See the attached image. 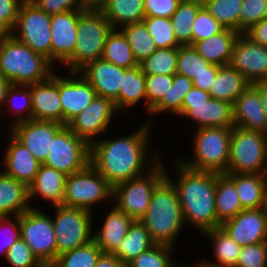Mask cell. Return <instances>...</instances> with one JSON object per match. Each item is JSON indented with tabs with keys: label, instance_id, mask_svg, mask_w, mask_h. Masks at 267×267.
I'll return each mask as SVG.
<instances>
[{
	"label": "cell",
	"instance_id": "1",
	"mask_svg": "<svg viewBox=\"0 0 267 267\" xmlns=\"http://www.w3.org/2000/svg\"><path fill=\"white\" fill-rule=\"evenodd\" d=\"M151 121L129 136L95 140L90 145V164L112 185L142 176ZM143 169V170H142Z\"/></svg>",
	"mask_w": 267,
	"mask_h": 267
},
{
	"label": "cell",
	"instance_id": "2",
	"mask_svg": "<svg viewBox=\"0 0 267 267\" xmlns=\"http://www.w3.org/2000/svg\"><path fill=\"white\" fill-rule=\"evenodd\" d=\"M176 166L178 182L172 181L168 174L166 177L177 190L185 223L197 226L202 233L220 227L215 205L216 173L193 170L179 161Z\"/></svg>",
	"mask_w": 267,
	"mask_h": 267
},
{
	"label": "cell",
	"instance_id": "3",
	"mask_svg": "<svg viewBox=\"0 0 267 267\" xmlns=\"http://www.w3.org/2000/svg\"><path fill=\"white\" fill-rule=\"evenodd\" d=\"M155 244L173 247L185 223L177 190L165 177L153 191L147 213L139 220Z\"/></svg>",
	"mask_w": 267,
	"mask_h": 267
},
{
	"label": "cell",
	"instance_id": "4",
	"mask_svg": "<svg viewBox=\"0 0 267 267\" xmlns=\"http://www.w3.org/2000/svg\"><path fill=\"white\" fill-rule=\"evenodd\" d=\"M52 66L48 58L12 35L0 43V75L12 84L30 85L48 80L53 74Z\"/></svg>",
	"mask_w": 267,
	"mask_h": 267
},
{
	"label": "cell",
	"instance_id": "5",
	"mask_svg": "<svg viewBox=\"0 0 267 267\" xmlns=\"http://www.w3.org/2000/svg\"><path fill=\"white\" fill-rule=\"evenodd\" d=\"M111 23L98 8L84 10L78 19L77 39L72 57L65 63L70 72H78L87 63L102 58Z\"/></svg>",
	"mask_w": 267,
	"mask_h": 267
},
{
	"label": "cell",
	"instance_id": "6",
	"mask_svg": "<svg viewBox=\"0 0 267 267\" xmlns=\"http://www.w3.org/2000/svg\"><path fill=\"white\" fill-rule=\"evenodd\" d=\"M158 153L154 154L153 166L149 167L148 174L121 182L113 186V201L116 199L118 210L124 212L134 220H140L150 205L151 197L156 186L166 177V172L161 164ZM158 160V161H157Z\"/></svg>",
	"mask_w": 267,
	"mask_h": 267
},
{
	"label": "cell",
	"instance_id": "7",
	"mask_svg": "<svg viewBox=\"0 0 267 267\" xmlns=\"http://www.w3.org/2000/svg\"><path fill=\"white\" fill-rule=\"evenodd\" d=\"M195 134L194 159L180 163L197 171L227 173L232 127H203Z\"/></svg>",
	"mask_w": 267,
	"mask_h": 267
},
{
	"label": "cell",
	"instance_id": "8",
	"mask_svg": "<svg viewBox=\"0 0 267 267\" xmlns=\"http://www.w3.org/2000/svg\"><path fill=\"white\" fill-rule=\"evenodd\" d=\"M267 134L232 127L227 173L267 174Z\"/></svg>",
	"mask_w": 267,
	"mask_h": 267
},
{
	"label": "cell",
	"instance_id": "9",
	"mask_svg": "<svg viewBox=\"0 0 267 267\" xmlns=\"http://www.w3.org/2000/svg\"><path fill=\"white\" fill-rule=\"evenodd\" d=\"M112 195L113 186L89 164L84 170L67 176L63 206L92 212V206Z\"/></svg>",
	"mask_w": 267,
	"mask_h": 267
},
{
	"label": "cell",
	"instance_id": "10",
	"mask_svg": "<svg viewBox=\"0 0 267 267\" xmlns=\"http://www.w3.org/2000/svg\"><path fill=\"white\" fill-rule=\"evenodd\" d=\"M55 219L52 223L55 232L57 257L93 240L92 214L82 208L55 206Z\"/></svg>",
	"mask_w": 267,
	"mask_h": 267
},
{
	"label": "cell",
	"instance_id": "11",
	"mask_svg": "<svg viewBox=\"0 0 267 267\" xmlns=\"http://www.w3.org/2000/svg\"><path fill=\"white\" fill-rule=\"evenodd\" d=\"M50 22L51 15L40 10L30 0H25L20 6L11 35L34 52L44 55L51 62Z\"/></svg>",
	"mask_w": 267,
	"mask_h": 267
},
{
	"label": "cell",
	"instance_id": "12",
	"mask_svg": "<svg viewBox=\"0 0 267 267\" xmlns=\"http://www.w3.org/2000/svg\"><path fill=\"white\" fill-rule=\"evenodd\" d=\"M42 164L67 176L80 172L90 164V145L64 125L53 138Z\"/></svg>",
	"mask_w": 267,
	"mask_h": 267
},
{
	"label": "cell",
	"instance_id": "13",
	"mask_svg": "<svg viewBox=\"0 0 267 267\" xmlns=\"http://www.w3.org/2000/svg\"><path fill=\"white\" fill-rule=\"evenodd\" d=\"M21 238L42 265H53L57 246L52 218L31 207L19 216Z\"/></svg>",
	"mask_w": 267,
	"mask_h": 267
},
{
	"label": "cell",
	"instance_id": "14",
	"mask_svg": "<svg viewBox=\"0 0 267 267\" xmlns=\"http://www.w3.org/2000/svg\"><path fill=\"white\" fill-rule=\"evenodd\" d=\"M116 112L118 110L112 99L96 95L92 102L73 117L66 126L91 145L95 141L94 136L106 131Z\"/></svg>",
	"mask_w": 267,
	"mask_h": 267
},
{
	"label": "cell",
	"instance_id": "15",
	"mask_svg": "<svg viewBox=\"0 0 267 267\" xmlns=\"http://www.w3.org/2000/svg\"><path fill=\"white\" fill-rule=\"evenodd\" d=\"M229 64L250 84L267 81V47L255 43L245 33H240L235 41Z\"/></svg>",
	"mask_w": 267,
	"mask_h": 267
},
{
	"label": "cell",
	"instance_id": "16",
	"mask_svg": "<svg viewBox=\"0 0 267 267\" xmlns=\"http://www.w3.org/2000/svg\"><path fill=\"white\" fill-rule=\"evenodd\" d=\"M220 227L241 247L267 242V206L243 209Z\"/></svg>",
	"mask_w": 267,
	"mask_h": 267
},
{
	"label": "cell",
	"instance_id": "17",
	"mask_svg": "<svg viewBox=\"0 0 267 267\" xmlns=\"http://www.w3.org/2000/svg\"><path fill=\"white\" fill-rule=\"evenodd\" d=\"M63 126L55 121L31 119L14 125L11 134L42 164L47 158L53 138Z\"/></svg>",
	"mask_w": 267,
	"mask_h": 267
},
{
	"label": "cell",
	"instance_id": "18",
	"mask_svg": "<svg viewBox=\"0 0 267 267\" xmlns=\"http://www.w3.org/2000/svg\"><path fill=\"white\" fill-rule=\"evenodd\" d=\"M84 10H70L51 15V63L65 64L73 55L77 37V24Z\"/></svg>",
	"mask_w": 267,
	"mask_h": 267
},
{
	"label": "cell",
	"instance_id": "19",
	"mask_svg": "<svg viewBox=\"0 0 267 267\" xmlns=\"http://www.w3.org/2000/svg\"><path fill=\"white\" fill-rule=\"evenodd\" d=\"M95 89L96 95L110 98L119 111V92L122 87L124 69L103 58L87 63L78 71Z\"/></svg>",
	"mask_w": 267,
	"mask_h": 267
},
{
	"label": "cell",
	"instance_id": "20",
	"mask_svg": "<svg viewBox=\"0 0 267 267\" xmlns=\"http://www.w3.org/2000/svg\"><path fill=\"white\" fill-rule=\"evenodd\" d=\"M73 78L58 77V89L63 110V125L83 111L96 96L95 89L79 72H70Z\"/></svg>",
	"mask_w": 267,
	"mask_h": 267
},
{
	"label": "cell",
	"instance_id": "21",
	"mask_svg": "<svg viewBox=\"0 0 267 267\" xmlns=\"http://www.w3.org/2000/svg\"><path fill=\"white\" fill-rule=\"evenodd\" d=\"M32 119L63 124V110L58 89V75L43 82L31 84Z\"/></svg>",
	"mask_w": 267,
	"mask_h": 267
},
{
	"label": "cell",
	"instance_id": "22",
	"mask_svg": "<svg viewBox=\"0 0 267 267\" xmlns=\"http://www.w3.org/2000/svg\"><path fill=\"white\" fill-rule=\"evenodd\" d=\"M195 121L198 128L233 127V104L226 100L211 98L205 103L182 104L181 114Z\"/></svg>",
	"mask_w": 267,
	"mask_h": 267
},
{
	"label": "cell",
	"instance_id": "23",
	"mask_svg": "<svg viewBox=\"0 0 267 267\" xmlns=\"http://www.w3.org/2000/svg\"><path fill=\"white\" fill-rule=\"evenodd\" d=\"M234 126L267 134V117L259 91L250 84L233 103Z\"/></svg>",
	"mask_w": 267,
	"mask_h": 267
},
{
	"label": "cell",
	"instance_id": "24",
	"mask_svg": "<svg viewBox=\"0 0 267 267\" xmlns=\"http://www.w3.org/2000/svg\"><path fill=\"white\" fill-rule=\"evenodd\" d=\"M10 136L11 142H9L4 156L5 170L2 172L29 187L34 181L41 163L12 134Z\"/></svg>",
	"mask_w": 267,
	"mask_h": 267
},
{
	"label": "cell",
	"instance_id": "25",
	"mask_svg": "<svg viewBox=\"0 0 267 267\" xmlns=\"http://www.w3.org/2000/svg\"><path fill=\"white\" fill-rule=\"evenodd\" d=\"M225 174L234 182L243 209L267 206V174Z\"/></svg>",
	"mask_w": 267,
	"mask_h": 267
},
{
	"label": "cell",
	"instance_id": "26",
	"mask_svg": "<svg viewBox=\"0 0 267 267\" xmlns=\"http://www.w3.org/2000/svg\"><path fill=\"white\" fill-rule=\"evenodd\" d=\"M67 175L54 168L41 164L34 181L29 185V199L40 195L52 202V206L63 205Z\"/></svg>",
	"mask_w": 267,
	"mask_h": 267
},
{
	"label": "cell",
	"instance_id": "27",
	"mask_svg": "<svg viewBox=\"0 0 267 267\" xmlns=\"http://www.w3.org/2000/svg\"><path fill=\"white\" fill-rule=\"evenodd\" d=\"M29 201L28 186L1 171L0 217L20 216L31 208Z\"/></svg>",
	"mask_w": 267,
	"mask_h": 267
},
{
	"label": "cell",
	"instance_id": "28",
	"mask_svg": "<svg viewBox=\"0 0 267 267\" xmlns=\"http://www.w3.org/2000/svg\"><path fill=\"white\" fill-rule=\"evenodd\" d=\"M134 221L115 206L112 208L99 232L93 235V240L103 254H111L118 247L119 242L124 239Z\"/></svg>",
	"mask_w": 267,
	"mask_h": 267
},
{
	"label": "cell",
	"instance_id": "29",
	"mask_svg": "<svg viewBox=\"0 0 267 267\" xmlns=\"http://www.w3.org/2000/svg\"><path fill=\"white\" fill-rule=\"evenodd\" d=\"M239 34L235 30L225 28L220 33L197 41L193 47L209 63L218 66L228 65Z\"/></svg>",
	"mask_w": 267,
	"mask_h": 267
},
{
	"label": "cell",
	"instance_id": "30",
	"mask_svg": "<svg viewBox=\"0 0 267 267\" xmlns=\"http://www.w3.org/2000/svg\"><path fill=\"white\" fill-rule=\"evenodd\" d=\"M250 83L230 64L220 66L217 76L210 85L209 93L212 98L234 101L247 89Z\"/></svg>",
	"mask_w": 267,
	"mask_h": 267
},
{
	"label": "cell",
	"instance_id": "31",
	"mask_svg": "<svg viewBox=\"0 0 267 267\" xmlns=\"http://www.w3.org/2000/svg\"><path fill=\"white\" fill-rule=\"evenodd\" d=\"M98 9L113 29L141 22L146 17L144 0H106Z\"/></svg>",
	"mask_w": 267,
	"mask_h": 267
},
{
	"label": "cell",
	"instance_id": "32",
	"mask_svg": "<svg viewBox=\"0 0 267 267\" xmlns=\"http://www.w3.org/2000/svg\"><path fill=\"white\" fill-rule=\"evenodd\" d=\"M153 245L155 243L146 227L139 220H135L124 239L119 242L118 247L111 254L126 266L140 253L145 252Z\"/></svg>",
	"mask_w": 267,
	"mask_h": 267
},
{
	"label": "cell",
	"instance_id": "33",
	"mask_svg": "<svg viewBox=\"0 0 267 267\" xmlns=\"http://www.w3.org/2000/svg\"><path fill=\"white\" fill-rule=\"evenodd\" d=\"M216 216L223 223L243 210L234 182L225 173H216Z\"/></svg>",
	"mask_w": 267,
	"mask_h": 267
},
{
	"label": "cell",
	"instance_id": "34",
	"mask_svg": "<svg viewBox=\"0 0 267 267\" xmlns=\"http://www.w3.org/2000/svg\"><path fill=\"white\" fill-rule=\"evenodd\" d=\"M203 233L213 240L216 258V262H210V260H205V262L215 267H236L242 247L227 235L221 227Z\"/></svg>",
	"mask_w": 267,
	"mask_h": 267
},
{
	"label": "cell",
	"instance_id": "35",
	"mask_svg": "<svg viewBox=\"0 0 267 267\" xmlns=\"http://www.w3.org/2000/svg\"><path fill=\"white\" fill-rule=\"evenodd\" d=\"M202 7V3L181 0L177 10L170 17L175 39L180 46L192 45L191 26Z\"/></svg>",
	"mask_w": 267,
	"mask_h": 267
},
{
	"label": "cell",
	"instance_id": "36",
	"mask_svg": "<svg viewBox=\"0 0 267 267\" xmlns=\"http://www.w3.org/2000/svg\"><path fill=\"white\" fill-rule=\"evenodd\" d=\"M115 31L116 29H113L107 36L102 58L123 69L139 65L124 33Z\"/></svg>",
	"mask_w": 267,
	"mask_h": 267
},
{
	"label": "cell",
	"instance_id": "37",
	"mask_svg": "<svg viewBox=\"0 0 267 267\" xmlns=\"http://www.w3.org/2000/svg\"><path fill=\"white\" fill-rule=\"evenodd\" d=\"M142 99L147 100L145 75L140 65L124 69L123 83L119 92V111L135 106Z\"/></svg>",
	"mask_w": 267,
	"mask_h": 267
},
{
	"label": "cell",
	"instance_id": "38",
	"mask_svg": "<svg viewBox=\"0 0 267 267\" xmlns=\"http://www.w3.org/2000/svg\"><path fill=\"white\" fill-rule=\"evenodd\" d=\"M121 31L129 41L133 56L138 64L157 50L143 21L125 25Z\"/></svg>",
	"mask_w": 267,
	"mask_h": 267
},
{
	"label": "cell",
	"instance_id": "39",
	"mask_svg": "<svg viewBox=\"0 0 267 267\" xmlns=\"http://www.w3.org/2000/svg\"><path fill=\"white\" fill-rule=\"evenodd\" d=\"M192 87L193 81L191 79L182 74H174L172 87L166 94H164L161 101L150 111L151 115L152 113L153 115H157V113L163 111L173 112L175 115H180L183 99Z\"/></svg>",
	"mask_w": 267,
	"mask_h": 267
},
{
	"label": "cell",
	"instance_id": "40",
	"mask_svg": "<svg viewBox=\"0 0 267 267\" xmlns=\"http://www.w3.org/2000/svg\"><path fill=\"white\" fill-rule=\"evenodd\" d=\"M178 47L157 48L148 58L139 63L144 75H174L177 70Z\"/></svg>",
	"mask_w": 267,
	"mask_h": 267
},
{
	"label": "cell",
	"instance_id": "41",
	"mask_svg": "<svg viewBox=\"0 0 267 267\" xmlns=\"http://www.w3.org/2000/svg\"><path fill=\"white\" fill-rule=\"evenodd\" d=\"M103 254L94 240L88 244L58 255L53 267H95Z\"/></svg>",
	"mask_w": 267,
	"mask_h": 267
},
{
	"label": "cell",
	"instance_id": "42",
	"mask_svg": "<svg viewBox=\"0 0 267 267\" xmlns=\"http://www.w3.org/2000/svg\"><path fill=\"white\" fill-rule=\"evenodd\" d=\"M243 0H207L203 6L222 26L239 33V14Z\"/></svg>",
	"mask_w": 267,
	"mask_h": 267
},
{
	"label": "cell",
	"instance_id": "43",
	"mask_svg": "<svg viewBox=\"0 0 267 267\" xmlns=\"http://www.w3.org/2000/svg\"><path fill=\"white\" fill-rule=\"evenodd\" d=\"M209 64L192 45L178 47L177 74L185 75L193 81L206 71Z\"/></svg>",
	"mask_w": 267,
	"mask_h": 267
},
{
	"label": "cell",
	"instance_id": "44",
	"mask_svg": "<svg viewBox=\"0 0 267 267\" xmlns=\"http://www.w3.org/2000/svg\"><path fill=\"white\" fill-rule=\"evenodd\" d=\"M143 22L157 48H174L180 46L175 39L170 18L146 16Z\"/></svg>",
	"mask_w": 267,
	"mask_h": 267
},
{
	"label": "cell",
	"instance_id": "45",
	"mask_svg": "<svg viewBox=\"0 0 267 267\" xmlns=\"http://www.w3.org/2000/svg\"><path fill=\"white\" fill-rule=\"evenodd\" d=\"M18 88V89H17ZM20 88V89H19ZM22 89V90H21ZM22 95L24 100L22 99V103L14 104L13 101L18 97L19 95ZM20 100V99H19ZM16 101V100H15ZM9 104L10 112H12V115L15 117L17 116V120L14 123V125H17L19 123L28 121L32 119V96H31V84L30 85H17L12 84L7 92L6 98H5V104ZM16 103V102H15ZM13 106V107H12ZM13 110V111H12ZM27 111V113L25 112ZM15 112V113H14ZM24 113V114H23ZM26 113V114H25ZM17 114V115H16ZM19 116V117H18Z\"/></svg>",
	"mask_w": 267,
	"mask_h": 267
},
{
	"label": "cell",
	"instance_id": "46",
	"mask_svg": "<svg viewBox=\"0 0 267 267\" xmlns=\"http://www.w3.org/2000/svg\"><path fill=\"white\" fill-rule=\"evenodd\" d=\"M172 246L155 244L145 252L140 253L126 267H181L170 260Z\"/></svg>",
	"mask_w": 267,
	"mask_h": 267
},
{
	"label": "cell",
	"instance_id": "47",
	"mask_svg": "<svg viewBox=\"0 0 267 267\" xmlns=\"http://www.w3.org/2000/svg\"><path fill=\"white\" fill-rule=\"evenodd\" d=\"M173 85V75L154 74L145 75L147 111H150L161 101L164 94Z\"/></svg>",
	"mask_w": 267,
	"mask_h": 267
},
{
	"label": "cell",
	"instance_id": "48",
	"mask_svg": "<svg viewBox=\"0 0 267 267\" xmlns=\"http://www.w3.org/2000/svg\"><path fill=\"white\" fill-rule=\"evenodd\" d=\"M267 17V0H243L239 14V33Z\"/></svg>",
	"mask_w": 267,
	"mask_h": 267
},
{
	"label": "cell",
	"instance_id": "49",
	"mask_svg": "<svg viewBox=\"0 0 267 267\" xmlns=\"http://www.w3.org/2000/svg\"><path fill=\"white\" fill-rule=\"evenodd\" d=\"M192 28V46L200 40L207 39L217 33L222 32L225 27L215 20L211 14L204 8L198 11V14L191 26Z\"/></svg>",
	"mask_w": 267,
	"mask_h": 267
},
{
	"label": "cell",
	"instance_id": "50",
	"mask_svg": "<svg viewBox=\"0 0 267 267\" xmlns=\"http://www.w3.org/2000/svg\"><path fill=\"white\" fill-rule=\"evenodd\" d=\"M6 260L11 267L43 266L22 238L16 240V242L8 249Z\"/></svg>",
	"mask_w": 267,
	"mask_h": 267
},
{
	"label": "cell",
	"instance_id": "51",
	"mask_svg": "<svg viewBox=\"0 0 267 267\" xmlns=\"http://www.w3.org/2000/svg\"><path fill=\"white\" fill-rule=\"evenodd\" d=\"M236 267H267V242L243 246Z\"/></svg>",
	"mask_w": 267,
	"mask_h": 267
},
{
	"label": "cell",
	"instance_id": "52",
	"mask_svg": "<svg viewBox=\"0 0 267 267\" xmlns=\"http://www.w3.org/2000/svg\"><path fill=\"white\" fill-rule=\"evenodd\" d=\"M48 15L63 13L70 10L88 9L86 0H30Z\"/></svg>",
	"mask_w": 267,
	"mask_h": 267
},
{
	"label": "cell",
	"instance_id": "53",
	"mask_svg": "<svg viewBox=\"0 0 267 267\" xmlns=\"http://www.w3.org/2000/svg\"><path fill=\"white\" fill-rule=\"evenodd\" d=\"M181 0H144L146 16L170 18Z\"/></svg>",
	"mask_w": 267,
	"mask_h": 267
},
{
	"label": "cell",
	"instance_id": "54",
	"mask_svg": "<svg viewBox=\"0 0 267 267\" xmlns=\"http://www.w3.org/2000/svg\"><path fill=\"white\" fill-rule=\"evenodd\" d=\"M25 0H0V19L12 30Z\"/></svg>",
	"mask_w": 267,
	"mask_h": 267
},
{
	"label": "cell",
	"instance_id": "55",
	"mask_svg": "<svg viewBox=\"0 0 267 267\" xmlns=\"http://www.w3.org/2000/svg\"><path fill=\"white\" fill-rule=\"evenodd\" d=\"M15 223L12 222V220L9 219V217H0V225H3L2 227L8 226L9 228V234L5 237L3 243H2V252L6 258L8 249L16 242V240L21 238V228L19 225V216H15ZM6 225V226H5ZM7 230V229H6ZM11 230V231H10Z\"/></svg>",
	"mask_w": 267,
	"mask_h": 267
},
{
	"label": "cell",
	"instance_id": "56",
	"mask_svg": "<svg viewBox=\"0 0 267 267\" xmlns=\"http://www.w3.org/2000/svg\"><path fill=\"white\" fill-rule=\"evenodd\" d=\"M219 68L220 66L210 63L206 67V71L195 77L193 80V87L209 92L210 85H212L213 80L217 76Z\"/></svg>",
	"mask_w": 267,
	"mask_h": 267
},
{
	"label": "cell",
	"instance_id": "57",
	"mask_svg": "<svg viewBox=\"0 0 267 267\" xmlns=\"http://www.w3.org/2000/svg\"><path fill=\"white\" fill-rule=\"evenodd\" d=\"M245 34L255 43L267 47V17L254 24Z\"/></svg>",
	"mask_w": 267,
	"mask_h": 267
},
{
	"label": "cell",
	"instance_id": "58",
	"mask_svg": "<svg viewBox=\"0 0 267 267\" xmlns=\"http://www.w3.org/2000/svg\"><path fill=\"white\" fill-rule=\"evenodd\" d=\"M209 92H205L196 87H192L190 91L185 95L182 104H199L205 103L211 99Z\"/></svg>",
	"mask_w": 267,
	"mask_h": 267
},
{
	"label": "cell",
	"instance_id": "59",
	"mask_svg": "<svg viewBox=\"0 0 267 267\" xmlns=\"http://www.w3.org/2000/svg\"><path fill=\"white\" fill-rule=\"evenodd\" d=\"M95 267H125V265L112 254H102Z\"/></svg>",
	"mask_w": 267,
	"mask_h": 267
},
{
	"label": "cell",
	"instance_id": "60",
	"mask_svg": "<svg viewBox=\"0 0 267 267\" xmlns=\"http://www.w3.org/2000/svg\"><path fill=\"white\" fill-rule=\"evenodd\" d=\"M252 85L259 91L261 102L267 117V81L257 82Z\"/></svg>",
	"mask_w": 267,
	"mask_h": 267
},
{
	"label": "cell",
	"instance_id": "61",
	"mask_svg": "<svg viewBox=\"0 0 267 267\" xmlns=\"http://www.w3.org/2000/svg\"><path fill=\"white\" fill-rule=\"evenodd\" d=\"M11 85L12 83L9 80L0 75V106L5 103V98Z\"/></svg>",
	"mask_w": 267,
	"mask_h": 267
},
{
	"label": "cell",
	"instance_id": "62",
	"mask_svg": "<svg viewBox=\"0 0 267 267\" xmlns=\"http://www.w3.org/2000/svg\"><path fill=\"white\" fill-rule=\"evenodd\" d=\"M12 30L0 19V43L11 36Z\"/></svg>",
	"mask_w": 267,
	"mask_h": 267
},
{
	"label": "cell",
	"instance_id": "63",
	"mask_svg": "<svg viewBox=\"0 0 267 267\" xmlns=\"http://www.w3.org/2000/svg\"><path fill=\"white\" fill-rule=\"evenodd\" d=\"M106 0H86L88 8H98Z\"/></svg>",
	"mask_w": 267,
	"mask_h": 267
},
{
	"label": "cell",
	"instance_id": "64",
	"mask_svg": "<svg viewBox=\"0 0 267 267\" xmlns=\"http://www.w3.org/2000/svg\"><path fill=\"white\" fill-rule=\"evenodd\" d=\"M194 267H215V266H212V265L206 263L205 261H203L200 264L194 265Z\"/></svg>",
	"mask_w": 267,
	"mask_h": 267
},
{
	"label": "cell",
	"instance_id": "65",
	"mask_svg": "<svg viewBox=\"0 0 267 267\" xmlns=\"http://www.w3.org/2000/svg\"><path fill=\"white\" fill-rule=\"evenodd\" d=\"M188 1H195L204 4L207 0H188Z\"/></svg>",
	"mask_w": 267,
	"mask_h": 267
},
{
	"label": "cell",
	"instance_id": "66",
	"mask_svg": "<svg viewBox=\"0 0 267 267\" xmlns=\"http://www.w3.org/2000/svg\"><path fill=\"white\" fill-rule=\"evenodd\" d=\"M42 267H53L52 265H43Z\"/></svg>",
	"mask_w": 267,
	"mask_h": 267
}]
</instances>
